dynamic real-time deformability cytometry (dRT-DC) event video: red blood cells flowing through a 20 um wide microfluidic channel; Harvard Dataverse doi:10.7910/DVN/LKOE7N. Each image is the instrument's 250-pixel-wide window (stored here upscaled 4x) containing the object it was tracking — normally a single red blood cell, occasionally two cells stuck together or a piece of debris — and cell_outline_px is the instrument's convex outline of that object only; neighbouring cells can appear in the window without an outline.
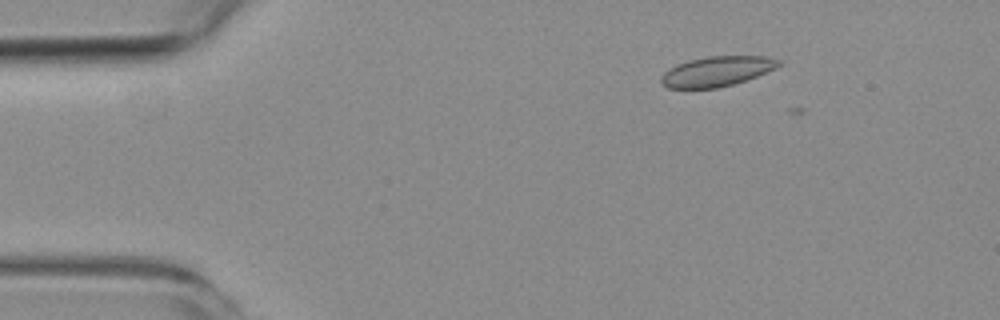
{"species": "common noctule bat (a hibernating species)", "species_latin": "Nyctalus noctula", "temperature_condition": "room temperature", "stored_images_in_passage": 5, "camera_frame_rate_fps": 3000, "um_per_image_px": 0.085, "animal": {"sex": "female", "body_mass_g": 19.3, "forearm_length_mm": 54.1}, "frame": {"image": 1, "passage_image": 3, "time_ms": 2.333, "image_size_px": [1000, 320], "cell_outline_px": [[784, 64], [776, 68], [756, 76], [732, 84], [716, 88], [668, 88], [660, 84], [660, 76], [664, 72], [676, 64], [688, 60], [708, 56], [764, 56], [784, 60]], "centroid_in_image_um": [60.93, 6.05], "position_along_channel_um": 24.1, "area_um2": 20.69}}